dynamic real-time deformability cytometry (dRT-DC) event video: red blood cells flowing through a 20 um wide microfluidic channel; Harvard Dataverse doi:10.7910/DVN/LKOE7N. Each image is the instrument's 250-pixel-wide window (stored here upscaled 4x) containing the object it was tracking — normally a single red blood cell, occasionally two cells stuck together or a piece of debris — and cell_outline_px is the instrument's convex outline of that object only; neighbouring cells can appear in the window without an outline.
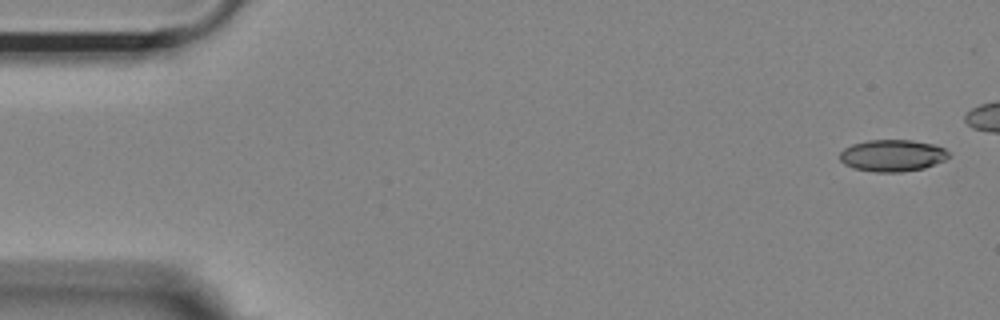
{"species": "Egyptian fruit bat (a non-hibernating species)", "species_latin": "Rousettus aegyptiacus", "temperature_condition": "room temperature", "stored_images_in_passage": 43, "camera_frame_rate_fps": 3000, "um_per_image_px": 0.085, "animal": {"sex": "female"}, "frame": {"image": 1, "passage_image": 1, "time_ms": 0.0, "image_size_px": [1000, 320], "cell_outline_px": [[948, 156], [944, 160], [924, 168], [900, 172], [876, 172], [852, 168], [844, 164], [840, 160], [840, 152], [844, 148], [852, 144], [868, 140], [912, 140], [936, 144], [944, 148], [948, 152]], "centroid_in_image_um": [75.83, 13.21], "position_along_channel_um": 9.2, "area_um2": 20.23}}
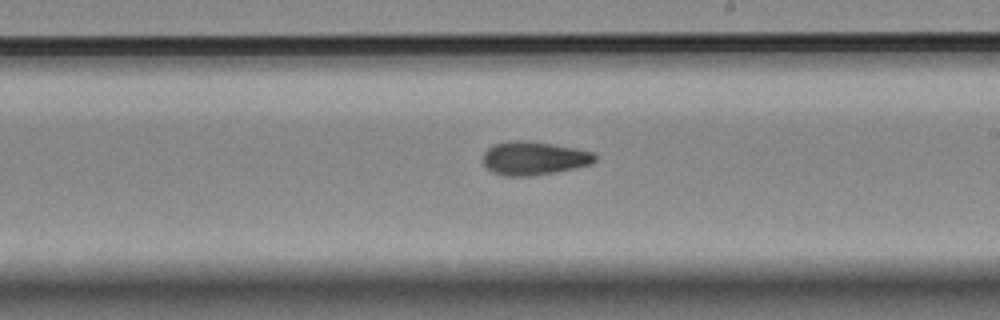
{"frame": {"image": 2, "passage_image": 30, "time_ms": 9.667, "image_size_px": [1000, 320], "cell_outline_px": [[596, 160], [592, 164], [556, 172], [532, 176], [504, 176], [492, 172], [484, 164], [484, 152], [492, 144], [508, 140], [520, 140], [576, 148], [596, 152]], "centroid_in_image_um": [45.39, 13.45], "position_along_channel_um": 243.6, "area_um2": 21.91}}
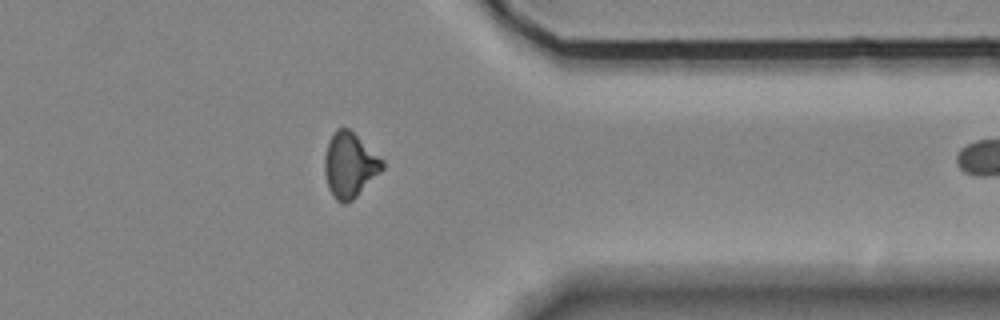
{"frame": {"image": 3, "passage_image": 42, "time_ms": 13.667, "image_size_px": [1000, 320], "cell_outline_px": [[384, 168], [352, 200], [344, 204], [336, 200], [328, 188], [324, 172], [324, 156], [328, 140], [336, 128], [348, 128], [384, 160]], "centroid_in_image_um": [29.7, 14.02], "position_along_channel_um": 381.7, "area_um2": 21.73}}